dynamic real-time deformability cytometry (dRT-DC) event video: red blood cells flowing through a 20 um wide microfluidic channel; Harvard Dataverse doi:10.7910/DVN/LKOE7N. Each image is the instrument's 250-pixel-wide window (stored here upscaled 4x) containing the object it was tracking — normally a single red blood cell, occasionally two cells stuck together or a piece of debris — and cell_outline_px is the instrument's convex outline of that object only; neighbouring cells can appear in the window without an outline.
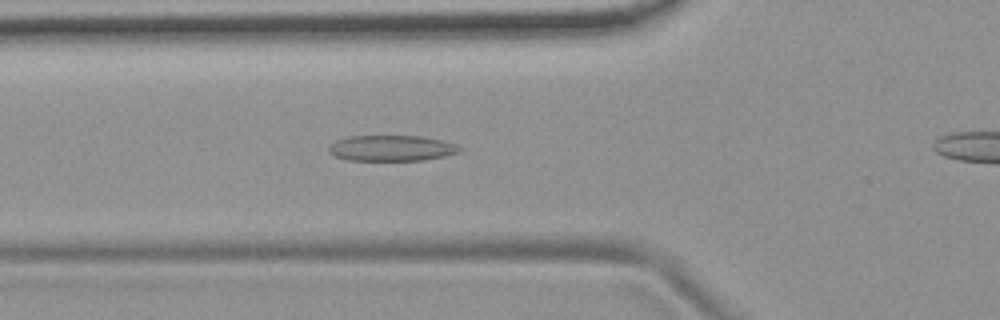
{"species": "common noctule bat (a hibernating species)", "species_latin": "Nyctalus noctula", "temperature_condition": "room temperature", "stored_images_in_passage": 42, "camera_frame_rate_fps": 3000, "um_per_image_px": 0.085, "animal": {"sex": "female", "body_mass_g": 19.9}, "frame": {"image": 1, "passage_image": 14, "time_ms": 4.333, "image_size_px": [1000, 320], "cell_outline_px": [[464, 148], [460, 152], [444, 156], [424, 160], [348, 160], [336, 156], [328, 152], [328, 144], [336, 140], [348, 136], [424, 136], [444, 140], [456, 144]], "centroid_in_image_um": [33.3, 12.58], "position_along_channel_um": 92.5, "area_um2": 19.88}}
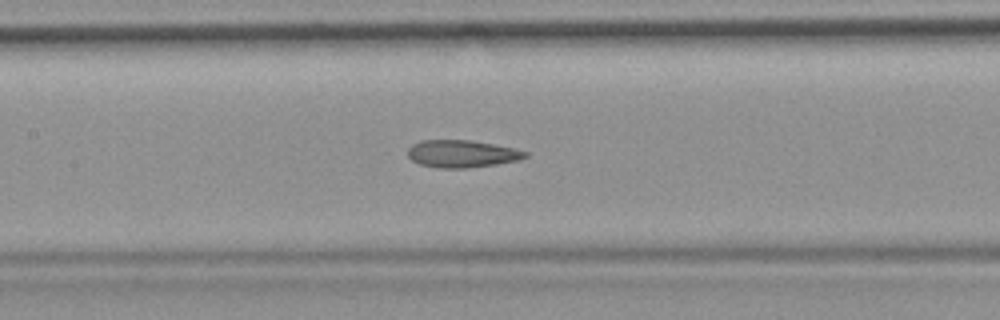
{"frame": {"image": 2, "passage_image": 20, "time_ms": 6.333, "image_size_px": [1000, 320], "cell_outline_px": [[528, 156], [520, 160], [496, 164], [468, 168], [440, 168], [420, 164], [412, 160], [408, 156], [408, 148], [412, 144], [420, 140], [468, 140], [492, 144], [512, 148], [528, 152]], "centroid_in_image_um": [39.25, 13.07], "position_along_channel_um": 168.2, "area_um2": 18.67}}
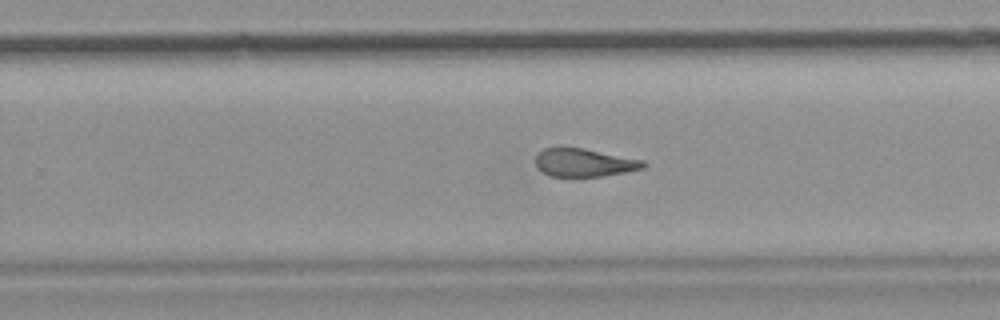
{"frame": {"image": 3, "passage_image": 29, "time_ms": 9.333, "image_size_px": [1000, 320], "cell_outline_px": [[648, 164], [644, 168], [624, 172], [600, 176], [548, 176], [536, 168], [536, 156], [544, 148], [584, 148], [644, 160]], "centroid_in_image_um": [49.66, 13.82], "position_along_channel_um": 280.1, "area_um2": 17.57}, "authors_computed_cell_mechanics": {"area_um2": 19.7387, "velocity_mm_per_s": 3.7622, "shape_relaxation_time_tau1_ms": null, "shape_relaxation_time_tau2_ms": 2.2752, "deformation_change_tau1": null, "deformation_change_tau2": 0.1114}}